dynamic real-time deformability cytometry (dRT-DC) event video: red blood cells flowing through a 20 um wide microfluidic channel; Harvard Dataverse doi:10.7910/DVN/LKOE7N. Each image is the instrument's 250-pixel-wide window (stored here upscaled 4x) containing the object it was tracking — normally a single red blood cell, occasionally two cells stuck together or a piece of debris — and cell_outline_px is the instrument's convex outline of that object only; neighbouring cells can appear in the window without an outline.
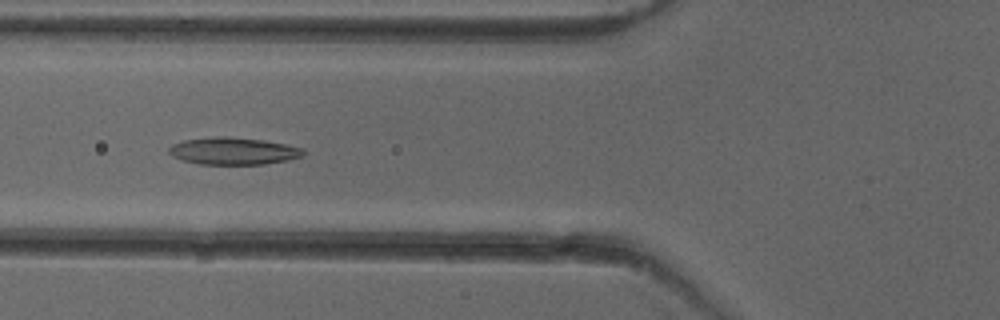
{"species": "common noctule bat (a hibernating species)", "species_latin": "Nyctalus noctula", "temperature_condition": "cold", "stored_images_in_passage": 52, "camera_frame_rate_fps": 3000, "um_per_image_px": 0.085, "animal": {"sex": "female"}, "frame": {"image": 1, "passage_image": 20, "time_ms": 6.333, "image_size_px": [1000, 320], "cell_outline_px": [[308, 152], [304, 156], [288, 160], [264, 164], [196, 164], [172, 156], [168, 152], [168, 148], [172, 144], [184, 140], [216, 136], [228, 136], [264, 140], [304, 148]], "centroid_in_image_um": [19.86, 12.83], "position_along_channel_um": 105.9, "area_um2": 21.5}}
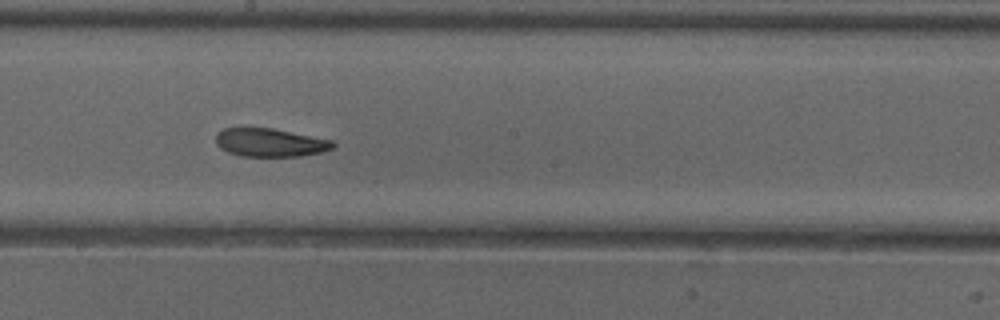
{"frame": {"image": 2, "passage_image": 29, "time_ms": 9.333, "image_size_px": [1000, 320], "cell_outline_px": [[336, 144], [332, 148], [320, 152], [300, 156], [240, 156], [228, 152], [220, 148], [216, 144], [216, 132], [224, 128], [272, 128], [332, 140]], "centroid_in_image_um": [22.92, 12.11], "position_along_channel_um": 225.3, "area_um2": 19.25}}
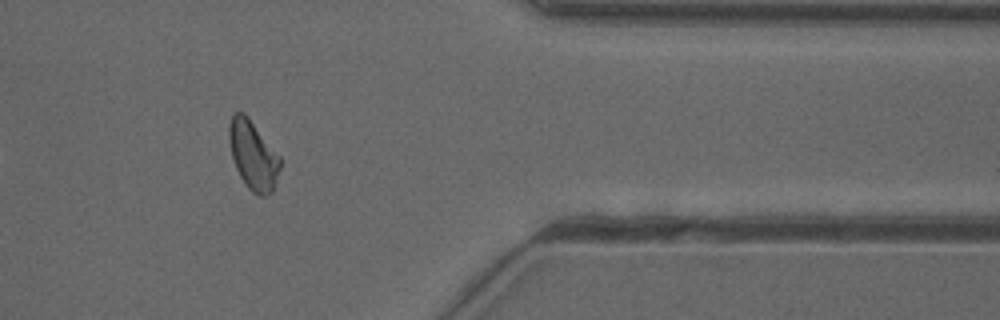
{"frame": {"image": 3, "passage_image": 43, "time_ms": 14.0, "image_size_px": [1000, 320], "cell_outline_px": [[280, 168], [272, 192], [264, 196], [260, 196], [252, 192], [248, 188], [240, 176], [236, 168], [232, 156], [228, 140], [228, 124], [232, 116], [236, 112], [244, 112], [248, 116], [280, 156]], "centroid_in_image_um": [21.5, 13.18], "position_along_channel_um": 389.9, "area_um2": 20.46}, "authors_computed_cell_mechanics": {"area_um2": 20.5479, "velocity_mm_per_s": 3.9684, "shape_relaxation_time_tau1_ms": 6.9911, "shape_relaxation_time_tau2_ms": 3.9628, "deformation_change_tau1": 0.1768, "deformation_change_tau2": 0.1073}}